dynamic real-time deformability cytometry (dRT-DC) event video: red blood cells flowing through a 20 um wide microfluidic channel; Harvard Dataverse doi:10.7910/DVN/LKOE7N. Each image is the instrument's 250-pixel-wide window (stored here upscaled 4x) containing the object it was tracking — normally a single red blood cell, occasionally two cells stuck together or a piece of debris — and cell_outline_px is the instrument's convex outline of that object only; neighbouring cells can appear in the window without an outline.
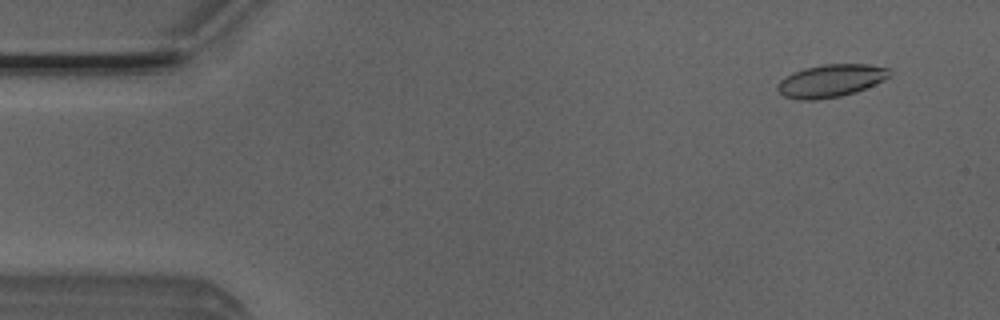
{"species": "Egyptian fruit bat (a non-hibernating species)", "species_latin": "Rousettus aegyptiacus", "temperature_condition": "room temperature", "stored_images_in_passage": 52, "camera_frame_rate_fps": 3000, "um_per_image_px": 0.085, "animal": {"sex": "male"}, "frame": {"image": 1, "passage_image": 4, "time_ms": 1.0, "image_size_px": [1000, 320], "cell_outline_px": [[892, 72], [888, 76], [856, 92], [840, 96], [816, 100], [796, 100], [784, 96], [776, 88], [776, 84], [784, 76], [792, 72], [804, 68], [824, 64], [868, 64], [888, 68]], "centroid_in_image_um": [70.53, 6.86], "position_along_channel_um": 14.5, "area_um2": 21.27}}
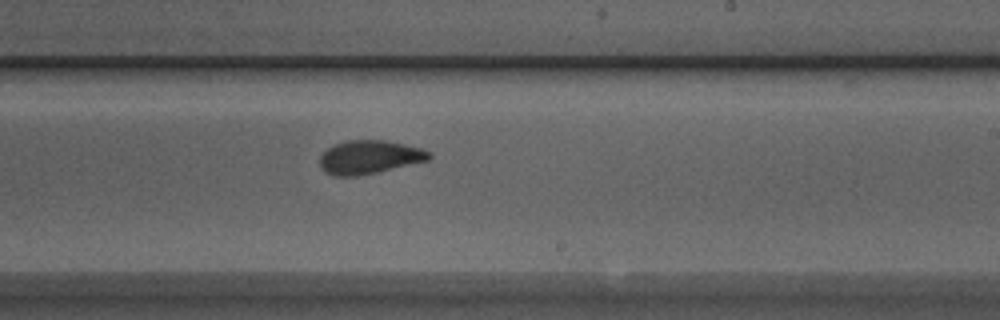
{"frame": {"image": 2, "passage_image": 31, "time_ms": 10.0, "image_size_px": [1000, 320], "cell_outline_px": [[432, 156], [428, 160], [376, 172], [356, 176], [332, 176], [324, 172], [320, 168], [320, 156], [332, 144], [344, 140], [384, 140], [404, 144], [420, 148], [432, 152]], "centroid_in_image_um": [31.35, 13.35], "position_along_channel_um": 257.6, "area_um2": 21.39}}
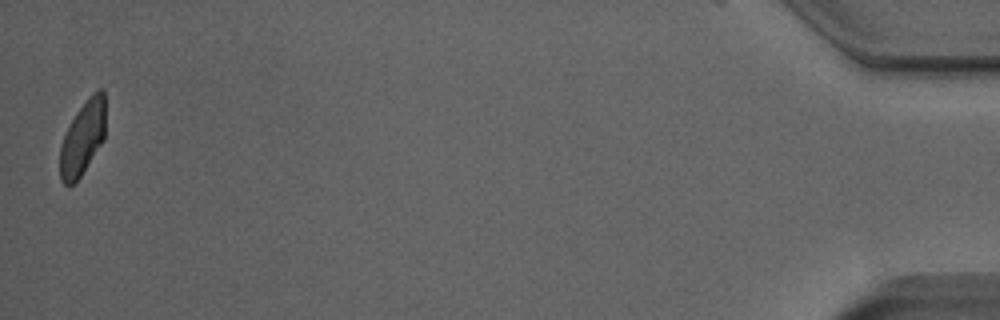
{"frame": {"image": 3, "passage_image": 52, "time_ms": 17.0, "image_size_px": [1000, 320], "cell_outline_px": [[104, 140], [80, 176], [72, 184], [64, 184], [60, 180], [60, 144], [76, 112], [92, 92], [100, 88], [104, 88]], "centroid_in_image_um": [7.03, 11.7], "position_along_channel_um": 428.2, "area_um2": 19.36}, "authors_computed_cell_mechanics": {"area_um2": 21.2704, "velocity_mm_per_s": 3.8751, "shape_relaxation_time_tau1_ms": 4.4755, "shape_relaxation_time_tau2_ms": 1.6016, "deformation_change_tau1": 0.1418, "deformation_change_tau2": 0.0753}}